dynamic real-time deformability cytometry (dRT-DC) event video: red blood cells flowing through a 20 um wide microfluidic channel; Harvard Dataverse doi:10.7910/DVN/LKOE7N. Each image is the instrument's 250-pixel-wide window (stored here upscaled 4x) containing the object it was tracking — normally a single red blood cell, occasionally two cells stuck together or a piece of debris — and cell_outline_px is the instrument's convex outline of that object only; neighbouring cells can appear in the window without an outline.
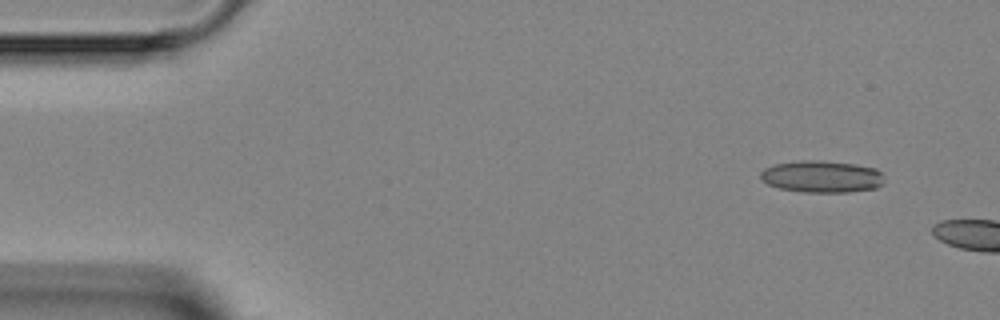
{"species": "Egyptian fruit bat (a non-hibernating species)", "species_latin": "Rousettus aegyptiacus", "temperature_condition": "room temperature", "stored_images_in_passage": 2, "camera_frame_rate_fps": 3000, "um_per_image_px": 0.085, "animal": {"sex": "female"}, "frame": {"image": 1, "passage_image": 1, "time_ms": 0.0, "image_size_px": [1000, 320], "cell_outline_px": [[884, 184], [876, 188], [848, 192], [804, 192], [780, 188], [768, 184], [760, 176], [760, 172], [764, 168], [772, 164], [800, 160], [820, 160], [856, 164], [876, 168], [880, 172], [884, 180]], "centroid_in_image_um": [69.86, 15.0], "position_along_channel_um": 15.1, "area_um2": 23.18}}